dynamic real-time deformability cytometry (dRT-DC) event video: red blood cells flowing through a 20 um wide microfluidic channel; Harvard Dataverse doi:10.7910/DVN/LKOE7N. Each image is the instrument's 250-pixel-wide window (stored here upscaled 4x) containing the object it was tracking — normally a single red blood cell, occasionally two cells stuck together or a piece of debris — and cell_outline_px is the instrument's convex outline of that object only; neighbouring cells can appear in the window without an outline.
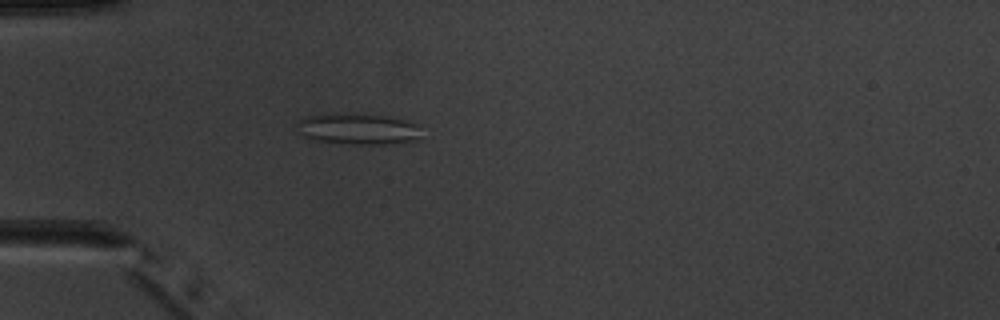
{"species": "common noctule bat (a hibernating species)", "species_latin": "Nyctalus noctula", "temperature_condition": "warm", "stored_images_in_passage": 4, "camera_frame_rate_fps": 3000, "um_per_image_px": 0.085, "animal": {"sex": "male", "body_mass_g": 20.1, "forearm_length_mm": 53.5}, "frame": {"image": 1, "passage_image": 4, "time_ms": 3.667, "image_size_px": [1000, 320], "cell_outline_px": [[420, 136], [416, 140], [392, 144], [340, 144], [316, 140], [304, 136], [300, 132], [296, 124], [296, 120], [308, 116], [356, 112], [384, 116], [404, 120], [416, 124]], "centroid_in_image_um": [30.4, 10.96], "position_along_channel_um": 54.6, "area_um2": 22.66}}